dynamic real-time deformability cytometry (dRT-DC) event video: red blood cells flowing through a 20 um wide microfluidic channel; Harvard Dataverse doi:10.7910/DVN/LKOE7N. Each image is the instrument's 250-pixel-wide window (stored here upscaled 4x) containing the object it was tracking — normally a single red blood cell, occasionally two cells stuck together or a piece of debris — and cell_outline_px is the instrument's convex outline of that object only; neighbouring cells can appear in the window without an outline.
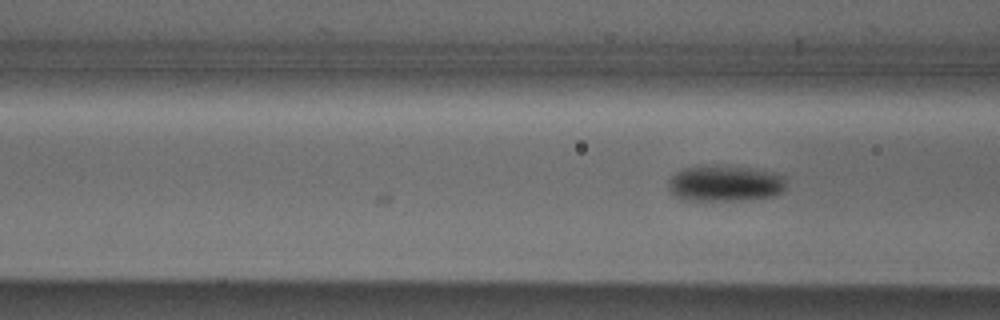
{"species": "Egyptian fruit bat (a non-hibernating species)", "species_latin": "Rousettus aegyptiacus", "temperature_condition": "cold", "stored_images_in_passage": 4, "camera_frame_rate_fps": 3000, "um_per_image_px": 0.085, "animal": {"sex": "male"}, "frame": {"image": 1, "passage_image": 4, "time_ms": 1.0, "image_size_px": [1000, 320], "cell_outline_px": [[784, 188], [776, 196], [744, 200], [684, 200], [668, 192], [668, 180], [676, 172], [688, 168], [752, 168], [768, 172], [780, 176], [784, 180]], "centroid_in_image_um": [61.58, 15.65], "position_along_channel_um": 105.0, "area_um2": 23.76}}